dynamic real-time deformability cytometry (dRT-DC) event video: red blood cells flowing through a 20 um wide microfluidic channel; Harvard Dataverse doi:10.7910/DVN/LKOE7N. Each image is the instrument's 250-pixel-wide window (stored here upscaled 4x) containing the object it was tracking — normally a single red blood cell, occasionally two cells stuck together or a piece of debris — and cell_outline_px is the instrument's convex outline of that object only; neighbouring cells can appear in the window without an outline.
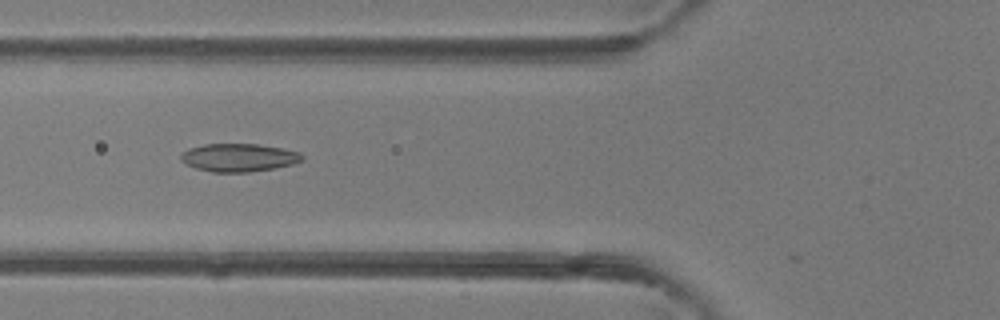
{"species": "common noctule bat (a hibernating species)", "species_latin": "Nyctalus noctula", "temperature_condition": "room temperature", "stored_images_in_passage": 4, "camera_frame_rate_fps": 3000, "um_per_image_px": 0.085, "animal": {"sex": "female"}, "frame": {"image": 1, "passage_image": 4, "time_ms": 3.333, "image_size_px": [1000, 320], "cell_outline_px": [[304, 160], [292, 164], [272, 168], [248, 172], [212, 172], [196, 168], [180, 160], [180, 156], [188, 148], [204, 144], [256, 144], [280, 148], [300, 152], [304, 156]], "centroid_in_image_um": [20.3, 13.39], "position_along_channel_um": 105.5, "area_um2": 19.65}}